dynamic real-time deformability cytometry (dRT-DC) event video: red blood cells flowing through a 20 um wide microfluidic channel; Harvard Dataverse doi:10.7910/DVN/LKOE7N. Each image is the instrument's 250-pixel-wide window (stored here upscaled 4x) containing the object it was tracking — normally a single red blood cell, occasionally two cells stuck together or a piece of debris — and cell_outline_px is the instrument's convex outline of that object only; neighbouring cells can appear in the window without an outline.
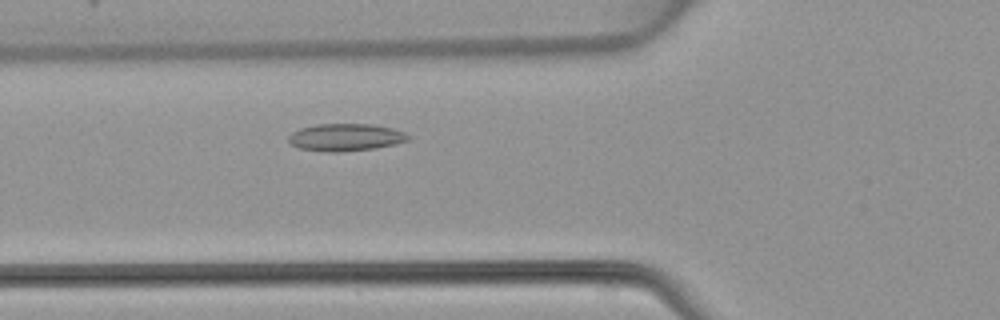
{"species": "common noctule bat (a hibernating species)", "species_latin": "Nyctalus noctula", "temperature_condition": "warm", "stored_images_in_passage": 43, "camera_frame_rate_fps": 3000, "um_per_image_px": 0.085, "animal": {"sex": "female", "body_mass_g": 22.7, "forearm_length_mm": 54.2}, "frame": {"image": 1, "passage_image": 12, "time_ms": 3.667, "image_size_px": [1000, 320], "cell_outline_px": [[412, 136], [408, 140], [396, 144], [376, 148], [336, 152], [328, 152], [300, 148], [292, 144], [288, 140], [288, 136], [292, 132], [300, 128], [316, 124], [372, 124], [392, 128], [404, 132]], "centroid_in_image_um": [29.4, 11.66], "position_along_channel_um": 96.4, "area_um2": 19.07}}
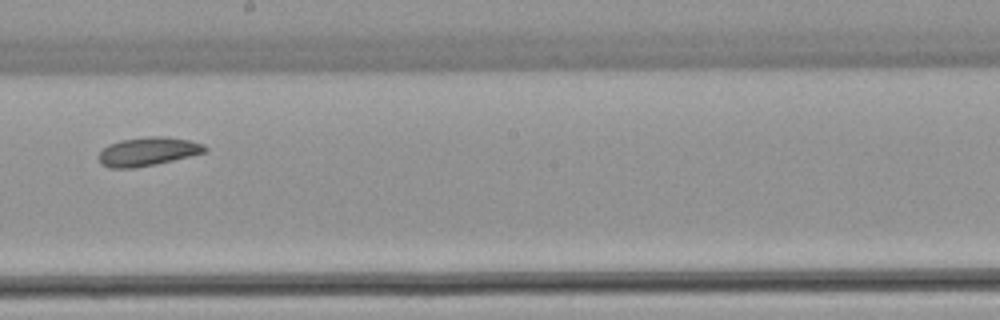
{"frame": {"image": 2, "passage_image": 22, "time_ms": 7.0, "image_size_px": [1000, 320], "cell_outline_px": [[208, 152], [156, 164], [132, 168], [112, 168], [100, 164], [100, 152], [108, 144], [120, 140], [148, 136], [168, 136], [188, 140], [204, 144], [208, 148]], "centroid_in_image_um": [12.61, 12.87], "position_along_channel_um": 235.6, "area_um2": 17.8}}
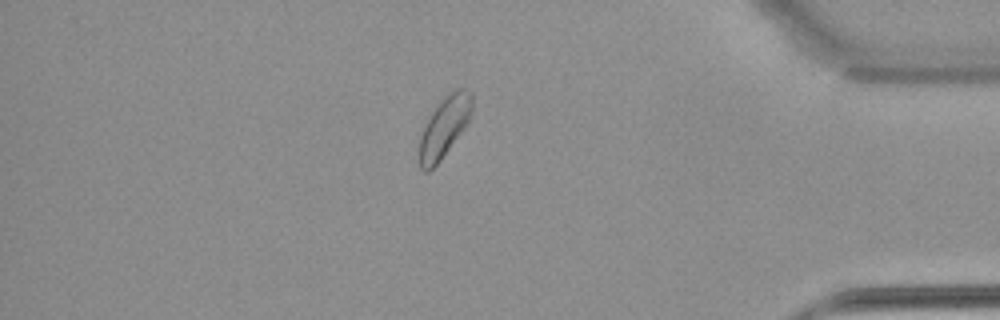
{"frame": {"image": 3, "passage_image": 36, "time_ms": 11.667, "image_size_px": [1000, 320], "cell_outline_px": [[472, 112], [468, 124], [440, 160], [428, 172], [424, 172], [420, 168], [416, 160], [420, 136], [432, 112], [440, 100], [448, 92], [456, 88], [464, 88], [472, 92]], "centroid_in_image_um": [37.75, 10.81], "position_along_channel_um": 397.5, "area_um2": 18.96}}